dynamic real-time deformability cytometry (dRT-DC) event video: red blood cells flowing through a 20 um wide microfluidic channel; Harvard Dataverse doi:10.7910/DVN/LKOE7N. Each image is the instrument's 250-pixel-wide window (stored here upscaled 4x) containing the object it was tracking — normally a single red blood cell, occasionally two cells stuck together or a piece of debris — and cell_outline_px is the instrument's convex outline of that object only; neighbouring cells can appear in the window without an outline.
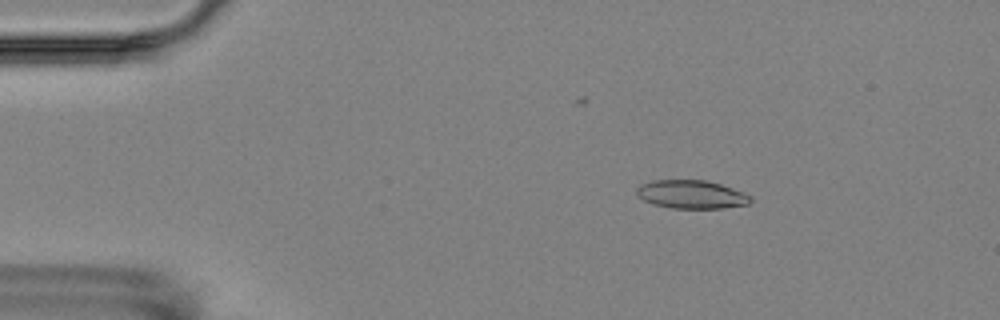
{"species": "Egyptian fruit bat (a non-hibernating species)", "species_latin": "Rousettus aegyptiacus", "temperature_condition": "room temperature", "stored_images_in_passage": 5, "camera_frame_rate_fps": 3000, "um_per_image_px": 0.085, "animal": {"sex": "female"}, "frame": {"image": 1, "passage_image": 2, "time_ms": 1.333, "image_size_px": [1000, 320], "cell_outline_px": [[752, 200], [748, 204], [724, 208], [672, 208], [652, 204], [636, 196], [636, 188], [640, 184], [652, 180], [704, 180], [720, 184], [744, 192], [752, 196]], "centroid_in_image_um": [58.75, 16.52], "position_along_channel_um": 26.3, "area_um2": 18.96}}